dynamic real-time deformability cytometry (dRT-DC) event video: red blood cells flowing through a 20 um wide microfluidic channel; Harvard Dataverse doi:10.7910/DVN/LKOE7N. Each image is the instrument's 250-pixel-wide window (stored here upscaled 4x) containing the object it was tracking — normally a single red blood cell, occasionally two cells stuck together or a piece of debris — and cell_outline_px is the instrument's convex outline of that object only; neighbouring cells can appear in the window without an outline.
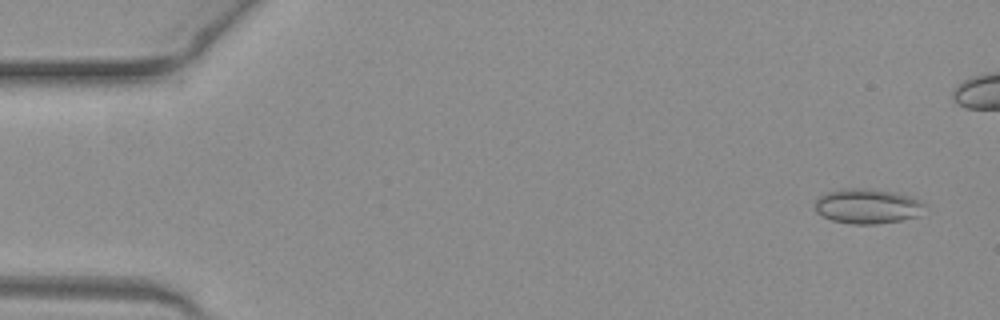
{"species": "common noctule bat (a hibernating species)", "species_latin": "Nyctalus noctula", "temperature_condition": "warm", "stored_images_in_passage": 44, "camera_frame_rate_fps": 3000, "um_per_image_px": 0.085, "animal": {"sex": "female", "body_mass_g": 19.3, "forearm_length_mm": 54.1}, "frame": {"image": 1, "passage_image": 3, "time_ms": 0.667, "image_size_px": [1000, 320], "cell_outline_px": [[924, 204], [916, 216], [900, 220], [876, 224], [852, 224], [832, 220], [816, 212], [816, 200], [820, 196], [828, 192], [844, 188], [868, 188], [896, 192], [920, 200]], "centroid_in_image_um": [73.69, 17.51], "position_along_channel_um": 11.3, "area_um2": 21.96}}
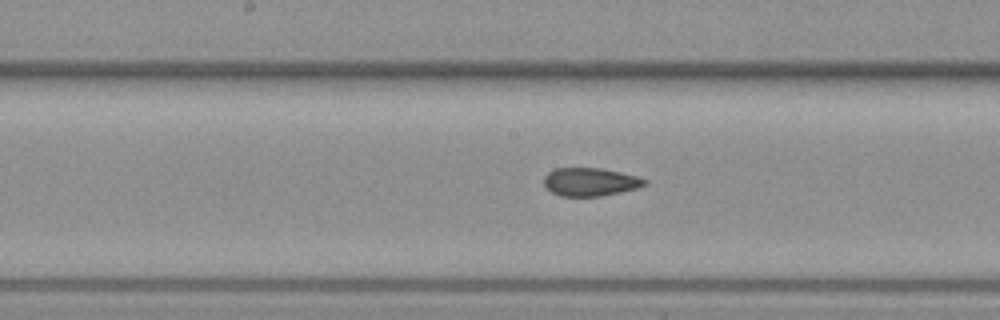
{"frame": {"image": 2, "passage_image": 26, "time_ms": 8.333, "image_size_px": [1000, 320], "cell_outline_px": [[648, 184], [640, 188], [600, 196], [560, 196], [552, 192], [544, 184], [544, 176], [548, 172], [556, 168], [600, 168], [620, 172], [636, 176], [648, 180]], "centroid_in_image_um": [50.2, 15.46], "position_along_channel_um": 198.0, "area_um2": 16.59}}
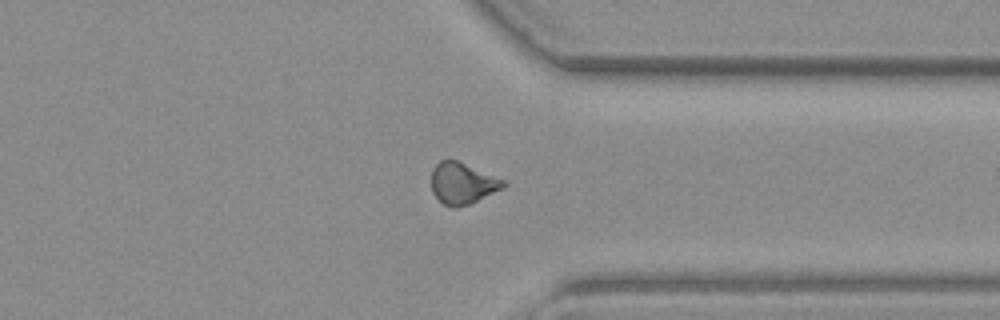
{"frame": {"image": 3, "passage_image": 39, "time_ms": 12.667, "image_size_px": [1000, 320], "cell_outline_px": [[508, 184], [504, 188], [468, 204], [456, 208], [452, 208], [444, 204], [432, 192], [432, 168], [440, 160], [456, 160], [508, 180]], "centroid_in_image_um": [39.35, 15.57], "position_along_channel_um": 372.0, "area_um2": 17.46}}